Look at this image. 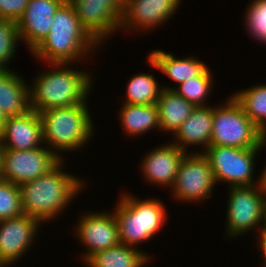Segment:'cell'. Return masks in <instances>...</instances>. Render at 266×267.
<instances>
[{"mask_svg": "<svg viewBox=\"0 0 266 267\" xmlns=\"http://www.w3.org/2000/svg\"><path fill=\"white\" fill-rule=\"evenodd\" d=\"M17 22L0 18V69H7V64L16 53L19 42Z\"/></svg>", "mask_w": 266, "mask_h": 267, "instance_id": "83f0119b", "label": "cell"}, {"mask_svg": "<svg viewBox=\"0 0 266 267\" xmlns=\"http://www.w3.org/2000/svg\"><path fill=\"white\" fill-rule=\"evenodd\" d=\"M39 114L44 143L61 159L59 151L78 150L93 136L94 125L86 104L55 107Z\"/></svg>", "mask_w": 266, "mask_h": 267, "instance_id": "277c9868", "label": "cell"}, {"mask_svg": "<svg viewBox=\"0 0 266 267\" xmlns=\"http://www.w3.org/2000/svg\"><path fill=\"white\" fill-rule=\"evenodd\" d=\"M20 186L0 179V220L23 215Z\"/></svg>", "mask_w": 266, "mask_h": 267, "instance_id": "4316f807", "label": "cell"}, {"mask_svg": "<svg viewBox=\"0 0 266 267\" xmlns=\"http://www.w3.org/2000/svg\"><path fill=\"white\" fill-rule=\"evenodd\" d=\"M50 65L54 68L39 73L34 80V86L29 88L31 109L40 113L55 107L87 104V95L93 83L90 73L72 68L65 69L68 63Z\"/></svg>", "mask_w": 266, "mask_h": 267, "instance_id": "3957f363", "label": "cell"}, {"mask_svg": "<svg viewBox=\"0 0 266 267\" xmlns=\"http://www.w3.org/2000/svg\"><path fill=\"white\" fill-rule=\"evenodd\" d=\"M128 82L125 104H157L163 87H159L153 74L140 73Z\"/></svg>", "mask_w": 266, "mask_h": 267, "instance_id": "d4e9b609", "label": "cell"}, {"mask_svg": "<svg viewBox=\"0 0 266 267\" xmlns=\"http://www.w3.org/2000/svg\"><path fill=\"white\" fill-rule=\"evenodd\" d=\"M210 145L262 149L266 146V136L230 96L225 105L213 107Z\"/></svg>", "mask_w": 266, "mask_h": 267, "instance_id": "8992f818", "label": "cell"}, {"mask_svg": "<svg viewBox=\"0 0 266 267\" xmlns=\"http://www.w3.org/2000/svg\"><path fill=\"white\" fill-rule=\"evenodd\" d=\"M66 0H29L17 21L20 40L32 52L50 32L55 12Z\"/></svg>", "mask_w": 266, "mask_h": 267, "instance_id": "9a60e30c", "label": "cell"}, {"mask_svg": "<svg viewBox=\"0 0 266 267\" xmlns=\"http://www.w3.org/2000/svg\"><path fill=\"white\" fill-rule=\"evenodd\" d=\"M180 2L181 0H124L120 28L136 32L158 27L176 13Z\"/></svg>", "mask_w": 266, "mask_h": 267, "instance_id": "5bb4252c", "label": "cell"}, {"mask_svg": "<svg viewBox=\"0 0 266 267\" xmlns=\"http://www.w3.org/2000/svg\"><path fill=\"white\" fill-rule=\"evenodd\" d=\"M28 3L29 0H0V18L17 22Z\"/></svg>", "mask_w": 266, "mask_h": 267, "instance_id": "f546056e", "label": "cell"}, {"mask_svg": "<svg viewBox=\"0 0 266 267\" xmlns=\"http://www.w3.org/2000/svg\"><path fill=\"white\" fill-rule=\"evenodd\" d=\"M0 108L7 117L31 110L29 86L20 75L9 69H0Z\"/></svg>", "mask_w": 266, "mask_h": 267, "instance_id": "d6986e66", "label": "cell"}, {"mask_svg": "<svg viewBox=\"0 0 266 267\" xmlns=\"http://www.w3.org/2000/svg\"><path fill=\"white\" fill-rule=\"evenodd\" d=\"M62 160L48 147L32 150L3 149L1 179L20 186L47 174Z\"/></svg>", "mask_w": 266, "mask_h": 267, "instance_id": "ba28073f", "label": "cell"}, {"mask_svg": "<svg viewBox=\"0 0 266 267\" xmlns=\"http://www.w3.org/2000/svg\"><path fill=\"white\" fill-rule=\"evenodd\" d=\"M4 149L32 150L44 143L40 114L30 110L25 114L8 117L0 131Z\"/></svg>", "mask_w": 266, "mask_h": 267, "instance_id": "2e32d148", "label": "cell"}, {"mask_svg": "<svg viewBox=\"0 0 266 267\" xmlns=\"http://www.w3.org/2000/svg\"><path fill=\"white\" fill-rule=\"evenodd\" d=\"M82 27L100 45L120 28L124 0H68Z\"/></svg>", "mask_w": 266, "mask_h": 267, "instance_id": "8fae6325", "label": "cell"}, {"mask_svg": "<svg viewBox=\"0 0 266 267\" xmlns=\"http://www.w3.org/2000/svg\"><path fill=\"white\" fill-rule=\"evenodd\" d=\"M258 239H259V243H260L259 248H261L260 251H263L262 252L263 257H264L263 259L265 260L263 264H264V267H266V237H259Z\"/></svg>", "mask_w": 266, "mask_h": 267, "instance_id": "d6a6232c", "label": "cell"}, {"mask_svg": "<svg viewBox=\"0 0 266 267\" xmlns=\"http://www.w3.org/2000/svg\"><path fill=\"white\" fill-rule=\"evenodd\" d=\"M266 167V166H265ZM264 167V170L262 171V174L260 175L259 181H256L258 184V188L260 192L266 196V168Z\"/></svg>", "mask_w": 266, "mask_h": 267, "instance_id": "4dcf8cb0", "label": "cell"}, {"mask_svg": "<svg viewBox=\"0 0 266 267\" xmlns=\"http://www.w3.org/2000/svg\"><path fill=\"white\" fill-rule=\"evenodd\" d=\"M159 130L174 134L196 106L174 90L163 89L157 100Z\"/></svg>", "mask_w": 266, "mask_h": 267, "instance_id": "44dd1931", "label": "cell"}, {"mask_svg": "<svg viewBox=\"0 0 266 267\" xmlns=\"http://www.w3.org/2000/svg\"><path fill=\"white\" fill-rule=\"evenodd\" d=\"M246 11L245 25L255 40L266 43V0H252Z\"/></svg>", "mask_w": 266, "mask_h": 267, "instance_id": "f1b7e54d", "label": "cell"}, {"mask_svg": "<svg viewBox=\"0 0 266 267\" xmlns=\"http://www.w3.org/2000/svg\"><path fill=\"white\" fill-rule=\"evenodd\" d=\"M62 161L47 174L20 185L24 214L41 223L59 215L84 187L82 179L61 169Z\"/></svg>", "mask_w": 266, "mask_h": 267, "instance_id": "6da1fadb", "label": "cell"}, {"mask_svg": "<svg viewBox=\"0 0 266 267\" xmlns=\"http://www.w3.org/2000/svg\"><path fill=\"white\" fill-rule=\"evenodd\" d=\"M148 59L153 68L162 71L178 85L191 78L199 77L208 68L197 58L188 56L179 59L173 53H166L163 50L152 51Z\"/></svg>", "mask_w": 266, "mask_h": 267, "instance_id": "ffe728a7", "label": "cell"}, {"mask_svg": "<svg viewBox=\"0 0 266 267\" xmlns=\"http://www.w3.org/2000/svg\"><path fill=\"white\" fill-rule=\"evenodd\" d=\"M214 184L216 182L208 158L201 152L195 154L187 152L171 188L178 201L197 202L212 198Z\"/></svg>", "mask_w": 266, "mask_h": 267, "instance_id": "9c48e42d", "label": "cell"}, {"mask_svg": "<svg viewBox=\"0 0 266 267\" xmlns=\"http://www.w3.org/2000/svg\"><path fill=\"white\" fill-rule=\"evenodd\" d=\"M7 118L8 117L5 115V113L0 108V131L2 130V128L4 126V123L6 122Z\"/></svg>", "mask_w": 266, "mask_h": 267, "instance_id": "836d02e7", "label": "cell"}, {"mask_svg": "<svg viewBox=\"0 0 266 267\" xmlns=\"http://www.w3.org/2000/svg\"><path fill=\"white\" fill-rule=\"evenodd\" d=\"M121 126L132 136L144 134L150 129L160 128L156 104H125L120 109Z\"/></svg>", "mask_w": 266, "mask_h": 267, "instance_id": "603a6c76", "label": "cell"}, {"mask_svg": "<svg viewBox=\"0 0 266 267\" xmlns=\"http://www.w3.org/2000/svg\"><path fill=\"white\" fill-rule=\"evenodd\" d=\"M213 125V107L197 106L190 116L174 133V141L180 149L187 152V146H210Z\"/></svg>", "mask_w": 266, "mask_h": 267, "instance_id": "ac0fdd59", "label": "cell"}, {"mask_svg": "<svg viewBox=\"0 0 266 267\" xmlns=\"http://www.w3.org/2000/svg\"><path fill=\"white\" fill-rule=\"evenodd\" d=\"M119 200L114 213L121 244L134 247L150 240L160 231L166 217L164 205L160 200H140L125 192Z\"/></svg>", "mask_w": 266, "mask_h": 267, "instance_id": "5b68a950", "label": "cell"}, {"mask_svg": "<svg viewBox=\"0 0 266 267\" xmlns=\"http://www.w3.org/2000/svg\"><path fill=\"white\" fill-rule=\"evenodd\" d=\"M260 148H232L210 145L201 151L209 160L215 182L226 181L230 187L253 186L254 158Z\"/></svg>", "mask_w": 266, "mask_h": 267, "instance_id": "52a82bcc", "label": "cell"}, {"mask_svg": "<svg viewBox=\"0 0 266 267\" xmlns=\"http://www.w3.org/2000/svg\"><path fill=\"white\" fill-rule=\"evenodd\" d=\"M97 45L100 46L82 27L74 7L66 0L55 12L50 32L31 53L49 64L70 65Z\"/></svg>", "mask_w": 266, "mask_h": 267, "instance_id": "7a4b0ae2", "label": "cell"}, {"mask_svg": "<svg viewBox=\"0 0 266 267\" xmlns=\"http://www.w3.org/2000/svg\"><path fill=\"white\" fill-rule=\"evenodd\" d=\"M210 69H206L199 77L191 78L179 84V87L163 89L174 90L178 95L184 97L188 102L197 106H207L205 103L206 97L210 94L213 88ZM212 81V82H211Z\"/></svg>", "mask_w": 266, "mask_h": 267, "instance_id": "484cf974", "label": "cell"}, {"mask_svg": "<svg viewBox=\"0 0 266 267\" xmlns=\"http://www.w3.org/2000/svg\"><path fill=\"white\" fill-rule=\"evenodd\" d=\"M3 146L2 143L0 141V179H1V167H2V154H3Z\"/></svg>", "mask_w": 266, "mask_h": 267, "instance_id": "e575fe53", "label": "cell"}, {"mask_svg": "<svg viewBox=\"0 0 266 267\" xmlns=\"http://www.w3.org/2000/svg\"><path fill=\"white\" fill-rule=\"evenodd\" d=\"M261 237H266V196L262 207V217H261Z\"/></svg>", "mask_w": 266, "mask_h": 267, "instance_id": "1f68e13d", "label": "cell"}, {"mask_svg": "<svg viewBox=\"0 0 266 267\" xmlns=\"http://www.w3.org/2000/svg\"><path fill=\"white\" fill-rule=\"evenodd\" d=\"M232 96L266 136V85L258 84L236 92Z\"/></svg>", "mask_w": 266, "mask_h": 267, "instance_id": "cb8c5ba5", "label": "cell"}, {"mask_svg": "<svg viewBox=\"0 0 266 267\" xmlns=\"http://www.w3.org/2000/svg\"><path fill=\"white\" fill-rule=\"evenodd\" d=\"M40 225L38 219L26 214L0 220V264L7 267L18 261L36 239Z\"/></svg>", "mask_w": 266, "mask_h": 267, "instance_id": "4fadbf2b", "label": "cell"}, {"mask_svg": "<svg viewBox=\"0 0 266 267\" xmlns=\"http://www.w3.org/2000/svg\"><path fill=\"white\" fill-rule=\"evenodd\" d=\"M229 189L226 217V233L229 238L248 233L256 226V229L260 230L258 235L261 237V217L265 196L260 192L258 185L229 187Z\"/></svg>", "mask_w": 266, "mask_h": 267, "instance_id": "30bf717a", "label": "cell"}, {"mask_svg": "<svg viewBox=\"0 0 266 267\" xmlns=\"http://www.w3.org/2000/svg\"><path fill=\"white\" fill-rule=\"evenodd\" d=\"M76 226L75 233L87 248L82 256L84 263L94 253L120 244L119 227L114 212H87Z\"/></svg>", "mask_w": 266, "mask_h": 267, "instance_id": "7c38bea8", "label": "cell"}, {"mask_svg": "<svg viewBox=\"0 0 266 267\" xmlns=\"http://www.w3.org/2000/svg\"><path fill=\"white\" fill-rule=\"evenodd\" d=\"M151 256L135 247L119 244L91 255L85 262L88 267H144Z\"/></svg>", "mask_w": 266, "mask_h": 267, "instance_id": "7402d4cb", "label": "cell"}, {"mask_svg": "<svg viewBox=\"0 0 266 267\" xmlns=\"http://www.w3.org/2000/svg\"><path fill=\"white\" fill-rule=\"evenodd\" d=\"M147 154L141 165L144 177L151 184L167 186L171 189L186 152L171 142L159 148L156 147Z\"/></svg>", "mask_w": 266, "mask_h": 267, "instance_id": "e0dca14e", "label": "cell"}]
</instances>
